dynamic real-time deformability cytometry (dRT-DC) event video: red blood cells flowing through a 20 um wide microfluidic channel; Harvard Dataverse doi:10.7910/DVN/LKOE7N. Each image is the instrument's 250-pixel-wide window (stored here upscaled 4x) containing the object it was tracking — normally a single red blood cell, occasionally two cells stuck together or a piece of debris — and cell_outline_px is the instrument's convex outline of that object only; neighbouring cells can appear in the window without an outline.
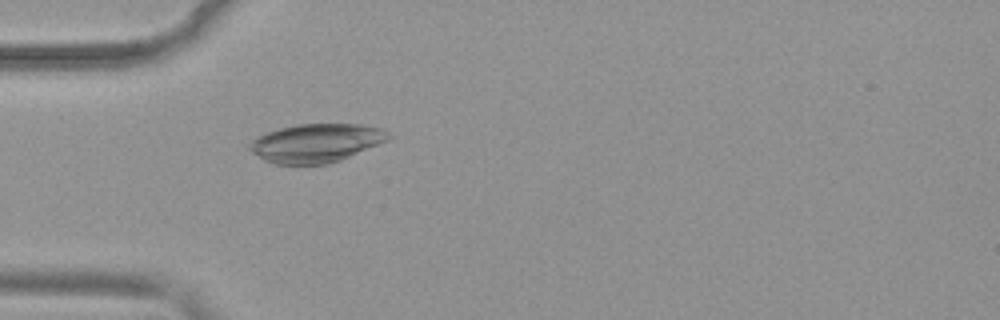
{"species": "common noctule bat (a hibernating species)", "species_latin": "Nyctalus noctula", "temperature_condition": "warm", "stored_images_in_passage": 33, "camera_frame_rate_fps": 3000, "um_per_image_px": 0.085, "animal": {"sex": "female", "body_mass_g": 19.9}, "frame": {"image": 1, "passage_image": 3, "time_ms": 0.667, "image_size_px": [1000, 320], "cell_outline_px": [[392, 136], [388, 140], [340, 160], [328, 164], [276, 164], [264, 160], [252, 152], [248, 148], [248, 144], [252, 140], [268, 132], [280, 128], [296, 124], [360, 124], [384, 128]], "centroid_in_image_um": [26.89, 12.15], "position_along_channel_um": 58.1, "area_um2": 31.1}}
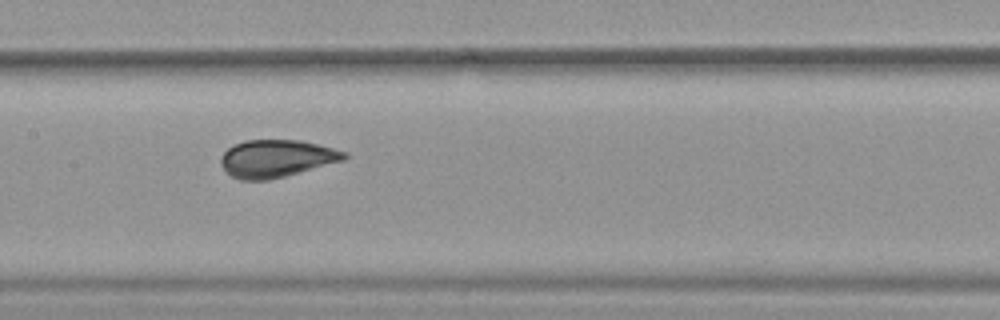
{"frame": {"image": 2, "passage_image": 13, "time_ms": 4.0, "image_size_px": [1000, 320], "cell_outline_px": [[348, 156], [344, 160], [284, 176], [268, 180], [240, 180], [224, 172], [220, 164], [220, 156], [232, 144], [244, 140], [300, 140], [348, 152]], "centroid_in_image_um": [23.44, 13.47], "position_along_channel_um": 184.0, "area_um2": 26.99}}
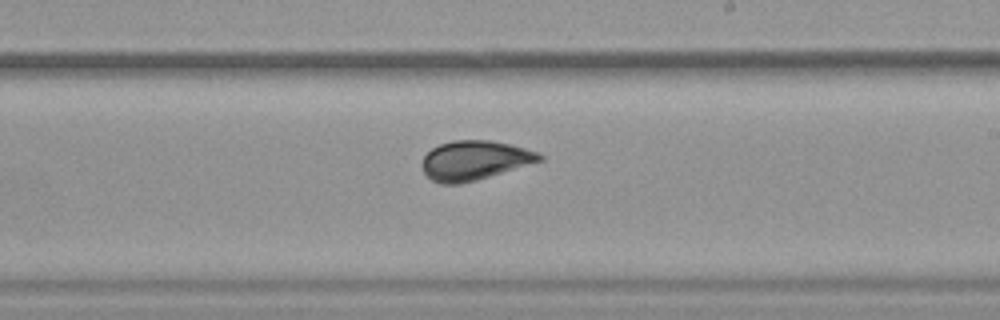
{"frame": {"image": 3, "passage_image": 18, "time_ms": 5.667, "image_size_px": [1000, 320], "cell_outline_px": [[544, 160], [476, 180], [460, 184], [440, 184], [432, 180], [424, 172], [424, 156], [432, 148], [440, 144], [452, 140], [492, 140], [524, 148], [536, 152], [544, 156]], "centroid_in_image_um": [40.34, 13.63], "position_along_channel_um": 248.7, "area_um2": 26.65}, "authors_computed_cell_mechanics": {"area_um2": 27.0504, "velocity_mm_per_s": 3.9121, "shape_relaxation_time_tau1_ms": 3.7057, "shape_relaxation_time_tau2_ms": null, "deformation_change_tau1": 0.0994, "deformation_change_tau2": null}}